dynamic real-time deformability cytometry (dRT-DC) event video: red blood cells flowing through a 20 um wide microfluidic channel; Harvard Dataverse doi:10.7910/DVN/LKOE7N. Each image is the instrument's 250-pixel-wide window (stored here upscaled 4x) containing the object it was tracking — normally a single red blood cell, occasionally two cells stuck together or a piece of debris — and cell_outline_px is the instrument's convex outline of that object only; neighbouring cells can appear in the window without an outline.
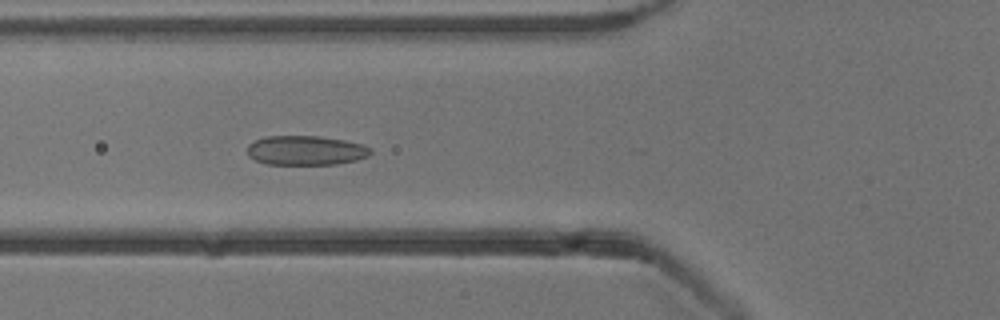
{"species": "common noctule bat (a hibernating species)", "species_latin": "Nyctalus noctula", "temperature_condition": "cold", "stored_images_in_passage": 5, "camera_frame_rate_fps": 3000, "um_per_image_px": 0.085, "animal": {"sex": "male", "body_mass_g": 13.3}, "frame": {"image": 1, "passage_image": 5, "time_ms": 4.667, "image_size_px": [1000, 320], "cell_outline_px": [[372, 152], [368, 156], [356, 160], [336, 164], [268, 164], [256, 160], [248, 156], [248, 144], [264, 136], [320, 136], [344, 140], [364, 144], [372, 148]], "centroid_in_image_um": [26.02, 12.78], "position_along_channel_um": 99.8, "area_um2": 21.21}}